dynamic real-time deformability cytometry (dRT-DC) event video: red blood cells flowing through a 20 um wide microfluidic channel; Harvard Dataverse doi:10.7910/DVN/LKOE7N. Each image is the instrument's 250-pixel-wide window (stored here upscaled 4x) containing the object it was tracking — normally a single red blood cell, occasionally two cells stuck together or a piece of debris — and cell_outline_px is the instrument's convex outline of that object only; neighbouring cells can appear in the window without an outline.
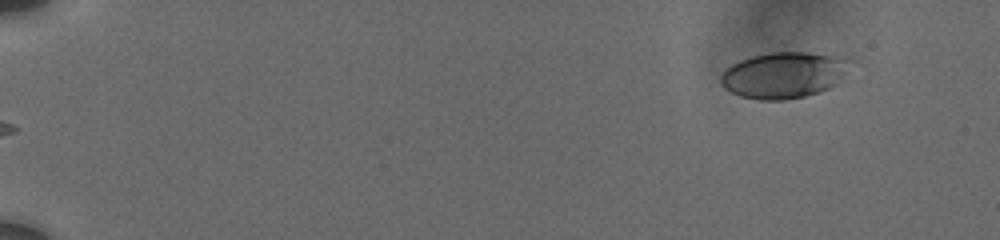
{"species": "human", "species_latin": "Homo sapiens", "temperature_condition": "cold", "stored_images_in_passage": 14, "camera_frame_rate_fps": 3000, "um_per_image_px": 0.085, "donor": {"sex": "male"}, "frame": {"image": 1, "passage_image": 1, "time_ms": 0.0, "image_size_px": [1000, 240], "cell_outline_px": [[852, 60], [840, 84], [820, 92], [804, 96], [784, 100], [760, 100], [740, 96], [724, 88], [720, 84], [720, 76], [724, 68], [740, 60], [752, 56], [772, 52], [808, 52], [848, 56]], "centroid_in_image_um": [66.67, 6.37], "position_along_channel_um": 18.3, "area_um2": 35.49}}
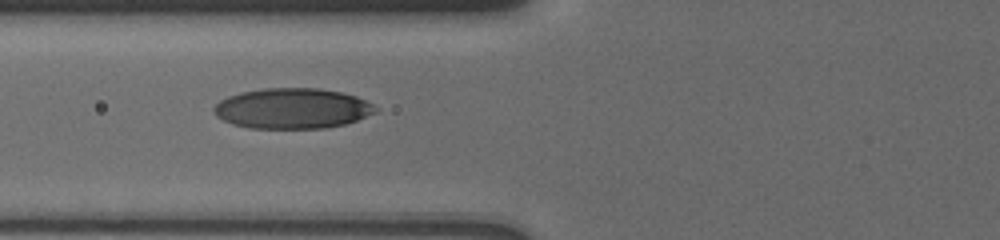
{"frame": {"image": 2, "passage_image": 12, "time_ms": 6.333, "image_size_px": [1000, 240], "cell_outline_px": [[380, 108], [376, 112], [356, 120], [344, 124], [324, 128], [248, 128], [232, 124], [216, 116], [212, 112], [212, 108], [220, 100], [228, 96], [240, 92], [264, 88], [320, 88], [340, 92], [356, 96]], "centroid_in_image_um": [24.82, 9.21], "position_along_channel_um": 101.0, "area_um2": 38.15}}
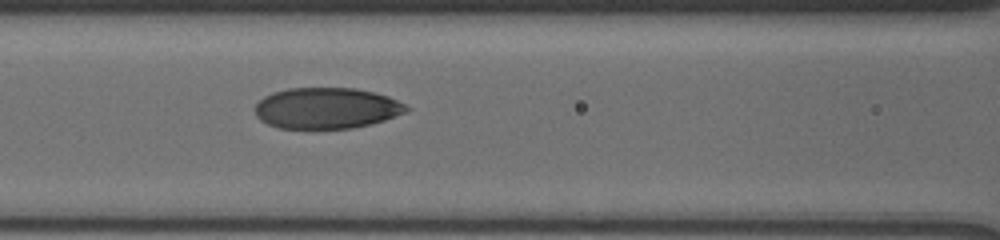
{"frame": {"image": 3, "passage_image": 14, "time_ms": 7.333, "image_size_px": [1000, 240], "cell_outline_px": [[412, 108], [404, 112], [384, 120], [352, 128], [280, 128], [268, 124], [260, 120], [256, 116], [256, 104], [264, 96], [272, 92], [288, 88], [356, 88], [388, 96]], "centroid_in_image_um": [27.73, 9.18], "position_along_channel_um": 138.9, "area_um2": 35.95}}